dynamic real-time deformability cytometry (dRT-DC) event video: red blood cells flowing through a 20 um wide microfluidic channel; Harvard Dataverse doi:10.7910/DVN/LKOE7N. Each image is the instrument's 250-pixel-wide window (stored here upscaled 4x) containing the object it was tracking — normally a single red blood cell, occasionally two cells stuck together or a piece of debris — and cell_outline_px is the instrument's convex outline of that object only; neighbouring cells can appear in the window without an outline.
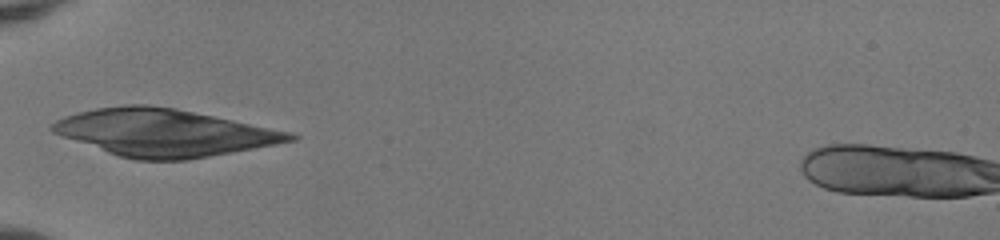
{"species": "human", "species_latin": "Homo sapiens", "temperature_condition": "room temperature", "stored_images_in_passage": 33, "camera_frame_rate_fps": 3000, "um_per_image_px": 0.085, "donor": {"sex": "female"}, "frame": {"image": 1, "passage_image": 1, "time_ms": 0.0, "image_size_px": [1000, 240], "cell_outline_px": [[300, 136], [296, 140], [276, 144], [188, 160], [136, 160], [120, 156], [108, 152], [52, 132], [48, 128], [56, 120], [64, 116], [96, 108], [124, 104], [148, 104], [176, 108], [292, 132]], "centroid_in_image_um": [13.96, 11.27], "position_along_channel_um": 71.0, "area_um2": 64.97}}